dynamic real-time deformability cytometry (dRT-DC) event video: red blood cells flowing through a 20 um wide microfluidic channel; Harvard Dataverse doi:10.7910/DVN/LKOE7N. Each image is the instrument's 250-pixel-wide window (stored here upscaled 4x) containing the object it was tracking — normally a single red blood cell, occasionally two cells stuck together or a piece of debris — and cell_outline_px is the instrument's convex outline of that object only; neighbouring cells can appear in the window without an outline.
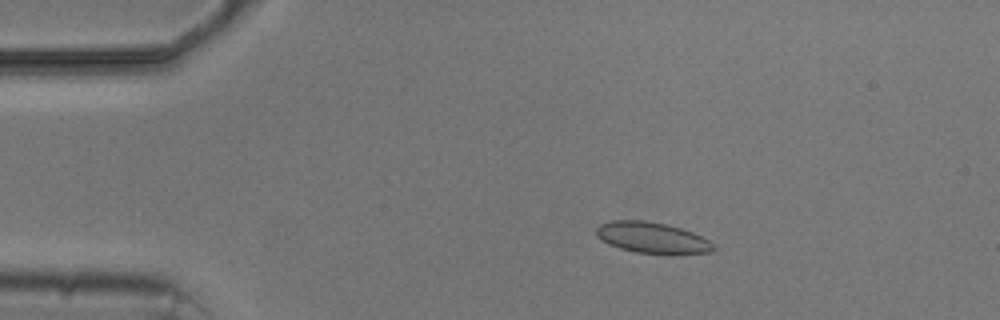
{"species": "common noctule bat (a hibernating species)", "species_latin": "Nyctalus noctula", "temperature_condition": "cold", "stored_images_in_passage": 10, "camera_frame_rate_fps": 3000, "um_per_image_px": 0.085, "animal": {"sex": "male", "body_mass_g": 20.5, "forearm_length_mm": 52.5}, "frame": {"image": 1, "passage_image": 3, "time_ms": 2.333, "image_size_px": [1000, 320], "cell_outline_px": [[716, 248], [712, 252], [672, 256], [636, 252], [620, 248], [608, 244], [600, 240], [596, 236], [596, 228], [600, 224], [612, 220], [644, 220], [664, 224], [680, 228], [692, 232], [708, 240]], "centroid_in_image_um": [55.44, 20.24], "position_along_channel_um": 29.6, "area_um2": 21.62}}
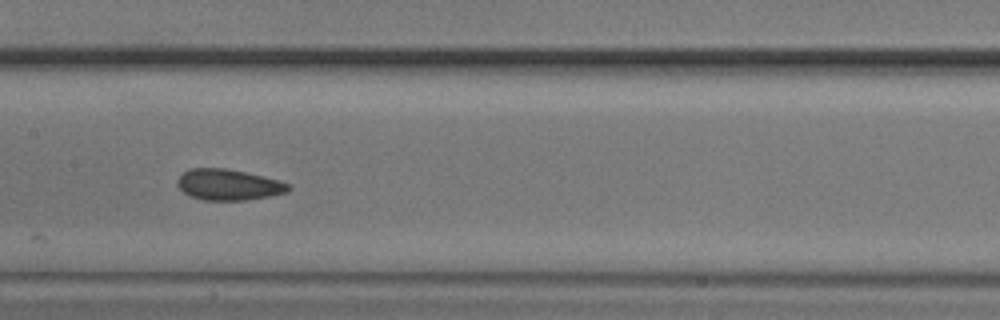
{"frame": {"image": 2, "passage_image": 7, "time_ms": 8.0, "image_size_px": [1000, 320], "cell_outline_px": [[292, 188], [288, 192], [268, 196], [244, 200], [204, 200], [192, 196], [184, 192], [176, 184], [176, 180], [188, 168], [224, 168], [264, 176], [280, 180], [292, 184]], "centroid_in_image_um": [19.45, 15.69], "position_along_channel_um": 187.9, "area_um2": 20.06}}
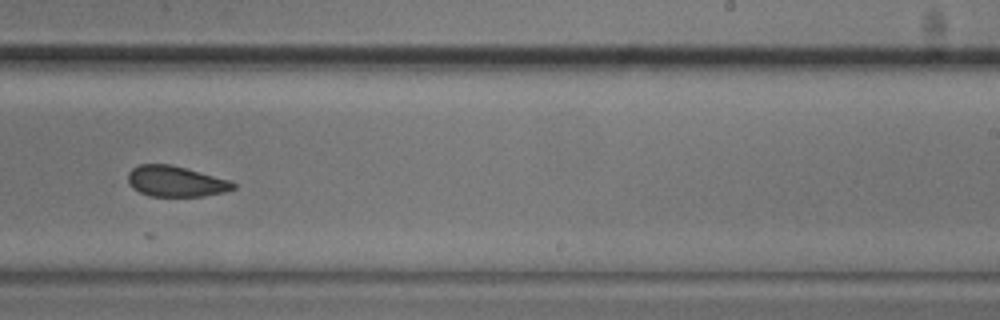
{"frame": {"image": 3, "passage_image": 9, "time_ms": 10.333, "image_size_px": [1000, 320], "cell_outline_px": [[236, 188], [224, 192], [204, 196], [148, 196], [132, 188], [128, 180], [128, 172], [132, 168], [140, 164], [172, 164], [232, 180], [236, 184]], "centroid_in_image_um": [14.96, 15.41], "position_along_channel_um": 274.0, "area_um2": 19.07}}